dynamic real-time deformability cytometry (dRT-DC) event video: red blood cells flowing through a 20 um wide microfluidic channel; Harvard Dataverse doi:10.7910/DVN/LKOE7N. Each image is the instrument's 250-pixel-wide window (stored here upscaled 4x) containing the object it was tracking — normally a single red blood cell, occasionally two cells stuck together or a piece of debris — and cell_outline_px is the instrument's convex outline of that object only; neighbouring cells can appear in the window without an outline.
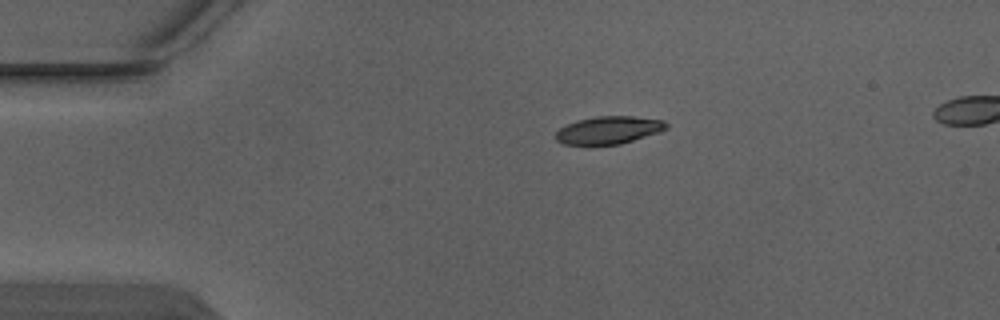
{"species": "Egyptian fruit bat (a non-hibernating species)", "species_latin": "Rousettus aegyptiacus", "temperature_condition": "warm", "stored_images_in_passage": 3, "segment_of_instrument_passage": [1, 2], "camera_frame_rate_fps": 3000, "um_per_image_px": 0.085, "animal": {"sex": "male"}, "frame": {"image": 1, "passage_image": 1, "time_ms": 0.0, "image_size_px": [1000, 320], "cell_outline_px": [[668, 128], [660, 132], [620, 144], [564, 144], [556, 140], [556, 132], [560, 128], [576, 120], [596, 116], [632, 116], [664, 120], [668, 124]], "centroid_in_image_um": [51.77, 11.04], "position_along_channel_um": 33.2, "area_um2": 17.74}}